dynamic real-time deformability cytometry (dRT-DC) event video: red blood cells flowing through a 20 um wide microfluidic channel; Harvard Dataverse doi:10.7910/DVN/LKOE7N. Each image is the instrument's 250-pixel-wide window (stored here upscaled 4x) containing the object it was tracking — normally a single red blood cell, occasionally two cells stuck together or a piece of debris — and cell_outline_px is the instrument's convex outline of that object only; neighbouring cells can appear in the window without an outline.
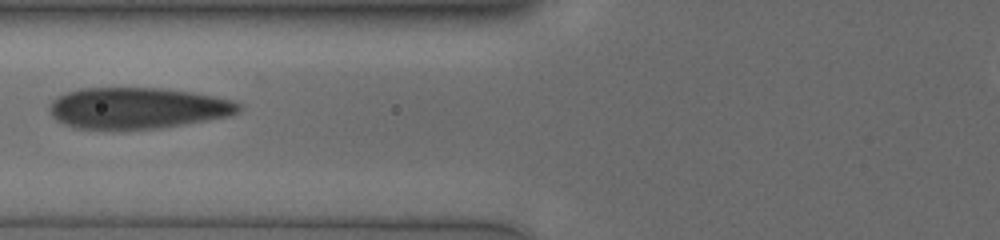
{"species": "human", "species_latin": "Homo sapiens", "temperature_condition": "cold", "stored_images_in_passage": 20, "camera_frame_rate_fps": 3000, "um_per_image_px": 0.085, "donor": {"sex": "male"}, "frame": {"image": 1, "passage_image": 6, "time_ms": 1.667, "image_size_px": [1000, 240], "cell_outline_px": [[240, 108], [236, 112], [228, 116], [160, 128], [124, 132], [72, 128], [56, 120], [52, 116], [52, 100], [56, 96], [80, 88], [160, 88], [192, 92], [232, 100], [240, 104]], "centroid_in_image_um": [11.62, 9.22], "position_along_channel_um": 114.2, "area_um2": 46.01}}
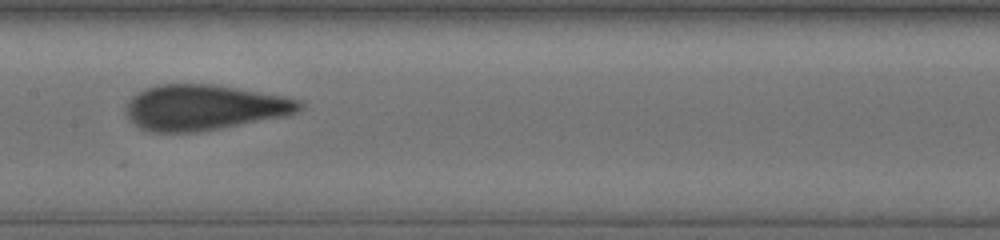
{"frame": {"image": 2, "passage_image": 12, "time_ms": 3.667, "image_size_px": [1000, 240], "cell_outline_px": [[304, 104], [296, 112], [280, 116], [200, 132], [148, 132], [132, 124], [128, 120], [124, 112], [128, 100], [136, 92], [144, 88], [156, 84], [212, 84], [280, 96], [296, 100]], "centroid_in_image_um": [17.18, 9.14], "position_along_channel_um": 190.2, "area_um2": 45.66}}
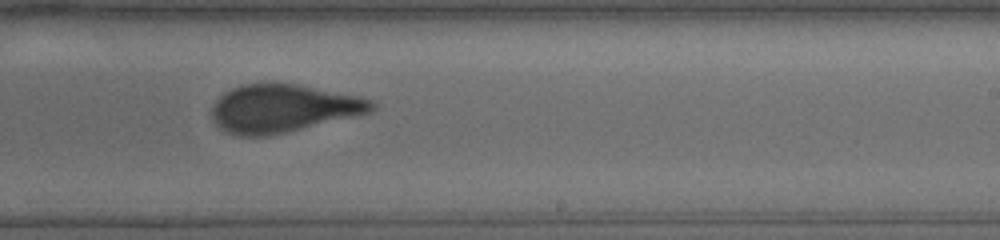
{"frame": {"image": 3, "passage_image": 17, "time_ms": 5.333, "image_size_px": [1000, 240], "cell_outline_px": [[376, 108], [368, 112], [352, 116], [268, 136], [240, 136], [228, 132], [220, 128], [212, 120], [212, 108], [216, 100], [224, 92], [232, 88], [244, 84], [296, 84], [360, 96], [372, 100], [376, 104]], "centroid_in_image_um": [24.02, 9.21], "position_along_channel_um": 265.0, "area_um2": 43.99}}